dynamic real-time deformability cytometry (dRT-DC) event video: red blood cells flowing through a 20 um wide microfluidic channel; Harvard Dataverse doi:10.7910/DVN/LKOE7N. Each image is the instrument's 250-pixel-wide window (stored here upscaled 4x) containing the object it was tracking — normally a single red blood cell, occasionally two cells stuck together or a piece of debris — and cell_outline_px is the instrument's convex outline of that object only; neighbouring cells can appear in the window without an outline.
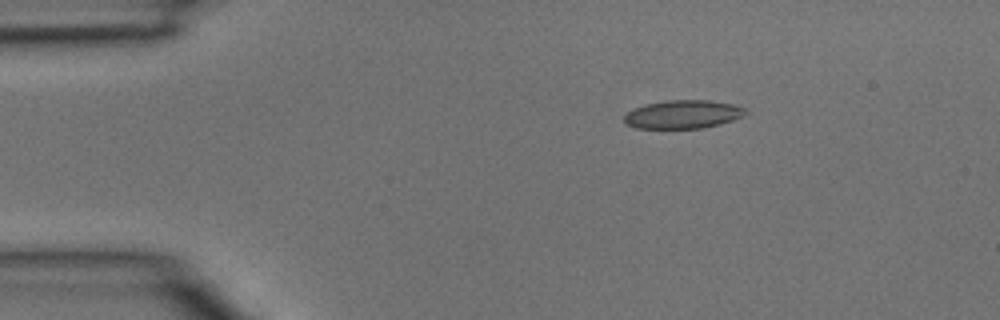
{"species": "common noctule bat (a hibernating species)", "species_latin": "Nyctalus noctula", "temperature_condition": "room temperature", "stored_images_in_passage": 2, "camera_frame_rate_fps": 3000, "um_per_image_px": 0.085, "animal": {"sex": "male", "body_mass_g": 15.6}, "frame": {"image": 1, "passage_image": 1, "time_ms": 0.0, "image_size_px": [1000, 320], "cell_outline_px": [[748, 112], [744, 116], [720, 124], [700, 128], [636, 128], [628, 124], [624, 120], [624, 116], [632, 108], [644, 104], [664, 100], [708, 100], [732, 104], [744, 108]], "centroid_in_image_um": [58.04, 9.71], "position_along_channel_um": 27.0, "area_um2": 20.06}}